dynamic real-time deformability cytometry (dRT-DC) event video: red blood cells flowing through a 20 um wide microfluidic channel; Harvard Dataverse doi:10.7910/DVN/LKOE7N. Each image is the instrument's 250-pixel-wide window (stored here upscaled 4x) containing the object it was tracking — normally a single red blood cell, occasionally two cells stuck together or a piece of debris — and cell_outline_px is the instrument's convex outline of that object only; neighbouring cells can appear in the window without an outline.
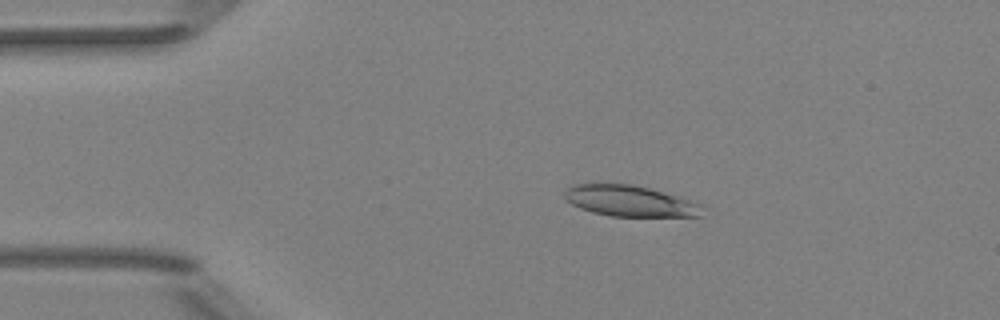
{"species": "Egyptian fruit bat (a non-hibernating species)", "species_latin": "Rousettus aegyptiacus", "temperature_condition": "room temperature", "stored_images_in_passage": 7, "camera_frame_rate_fps": 3000, "um_per_image_px": 0.085, "animal": {"sex": "female"}, "frame": {"image": 1, "passage_image": 3, "time_ms": 2.333, "image_size_px": [1000, 320], "cell_outline_px": [[704, 216], [612, 216], [592, 212], [580, 208], [572, 204], [564, 196], [564, 192], [572, 184], [632, 184], [680, 196], [704, 204]], "centroid_in_image_um": [53.62, 17.09], "position_along_channel_um": 31.4, "area_um2": 24.97}}
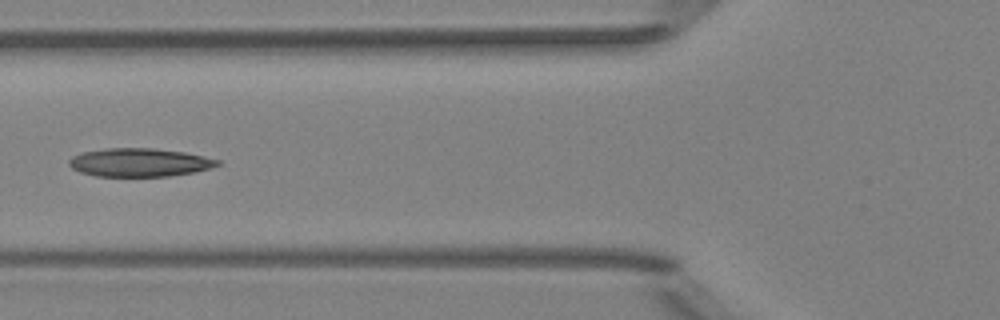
{"frame": {"image": 2, "passage_image": 6, "time_ms": 5.667, "image_size_px": [1000, 320], "cell_outline_px": [[220, 164], [212, 168], [196, 172], [168, 176], [96, 176], [80, 172], [72, 168], [68, 164], [68, 160], [72, 156], [80, 152], [108, 148], [152, 148], [184, 152], [204, 156], [220, 160]], "centroid_in_image_um": [11.85, 13.8], "position_along_channel_um": 113.9, "area_um2": 24.68}}
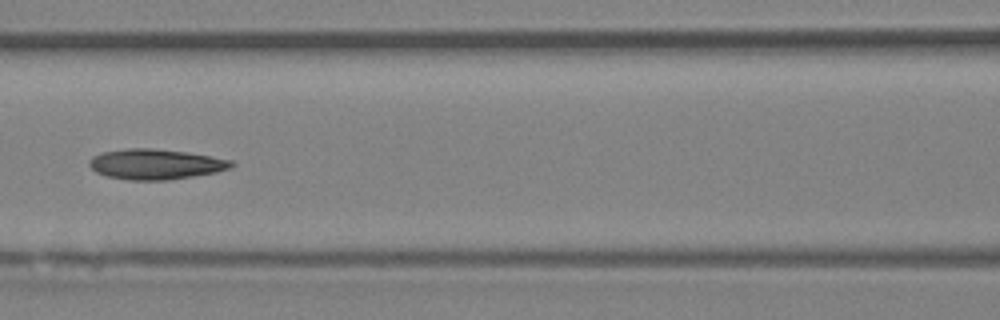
{"frame": {"image": 3, "passage_image": 7, "time_ms": 6.667, "image_size_px": [1000, 320], "cell_outline_px": [[236, 164], [232, 168], [216, 172], [168, 180], [128, 180], [108, 176], [96, 172], [88, 164], [88, 160], [92, 156], [100, 152], [128, 148], [152, 148], [188, 152], [212, 156], [232, 160]], "centroid_in_image_um": [13.23, 13.95], "position_along_channel_um": 153.4, "area_um2": 25.32}}